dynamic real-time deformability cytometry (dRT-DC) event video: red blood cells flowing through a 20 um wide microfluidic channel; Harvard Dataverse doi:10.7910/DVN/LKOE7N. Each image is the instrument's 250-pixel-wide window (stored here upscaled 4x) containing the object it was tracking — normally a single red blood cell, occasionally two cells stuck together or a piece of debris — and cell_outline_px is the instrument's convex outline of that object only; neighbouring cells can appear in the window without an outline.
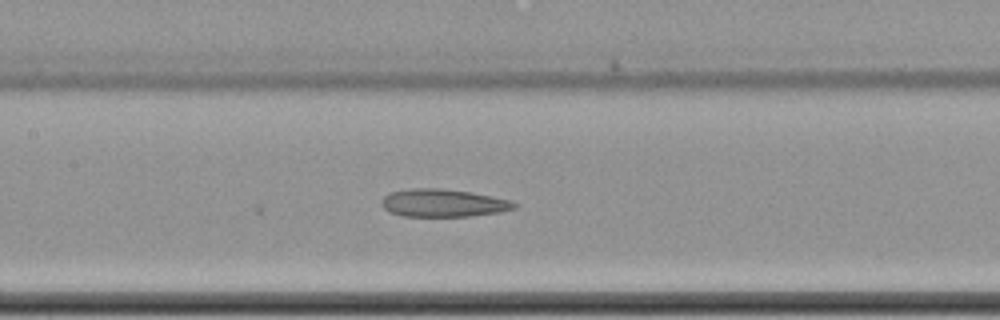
{"species": "common noctule bat (a hibernating species)", "species_latin": "Nyctalus noctula", "temperature_condition": "cold", "stored_images_in_passage": 28, "camera_frame_rate_fps": 3000, "um_per_image_px": 0.085, "animal": {"sex": "female", "body_mass_g": 22.7, "forearm_length_mm": 54.2}, "frame": {"image": 1, "passage_image": 28, "time_ms": 9.0, "image_size_px": [1000, 320], "cell_outline_px": [[516, 208], [500, 212], [472, 216], [404, 216], [388, 212], [380, 204], [380, 200], [388, 192], [412, 188], [440, 188], [472, 192], [508, 200], [516, 204]], "centroid_in_image_um": [37.6, 17.25], "position_along_channel_um": 169.8, "area_um2": 21.56}}